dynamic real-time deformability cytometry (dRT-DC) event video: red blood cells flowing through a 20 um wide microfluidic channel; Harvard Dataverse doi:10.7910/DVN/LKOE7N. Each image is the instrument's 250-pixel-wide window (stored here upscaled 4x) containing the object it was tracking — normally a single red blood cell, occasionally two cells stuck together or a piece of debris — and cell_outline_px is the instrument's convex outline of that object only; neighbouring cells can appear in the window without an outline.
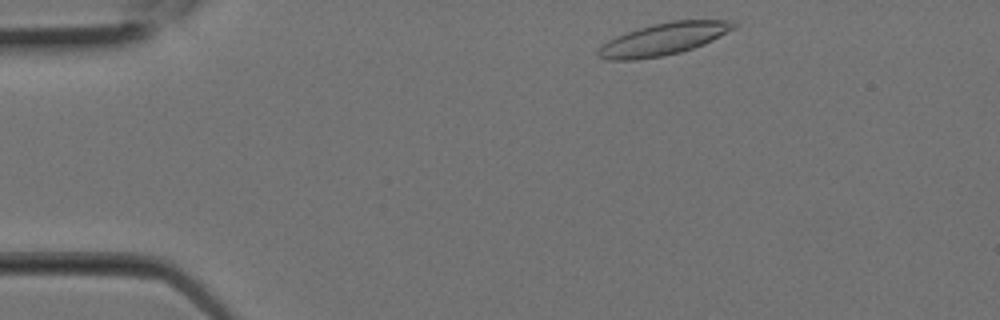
{"species": "Egyptian fruit bat (a non-hibernating species)", "species_latin": "Rousettus aegyptiacus", "temperature_condition": "room temperature", "stored_images_in_passage": 9, "camera_frame_rate_fps": 3000, "um_per_image_px": 0.085, "animal": {"sex": "female"}, "frame": {"image": 1, "passage_image": 1, "time_ms": 0.0, "image_size_px": [1000, 320], "cell_outline_px": [[736, 28], [704, 44], [680, 52], [664, 56], [636, 60], [608, 60], [596, 56], [596, 52], [608, 40], [616, 36], [652, 24], [672, 20], [728, 20], [736, 24]], "centroid_in_image_um": [56.39, 3.33], "position_along_channel_um": 28.6, "area_um2": 25.26}}
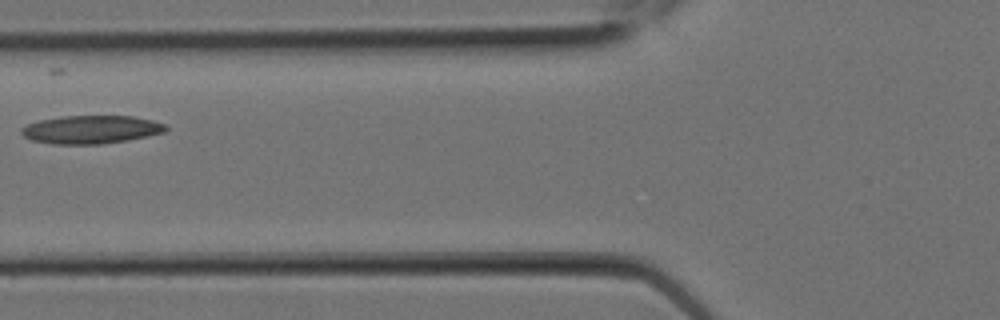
{"frame": {"image": 2, "passage_image": 6, "time_ms": 1.667, "image_size_px": [1000, 320], "cell_outline_px": [[168, 128], [164, 132], [148, 136], [128, 140], [100, 144], [52, 144], [32, 140], [24, 136], [20, 132], [20, 128], [28, 124], [40, 120], [60, 116], [132, 116], [152, 120], [168, 124]], "centroid_in_image_um": [7.75, 11.01], "position_along_channel_um": 118.0, "area_um2": 23.81}}
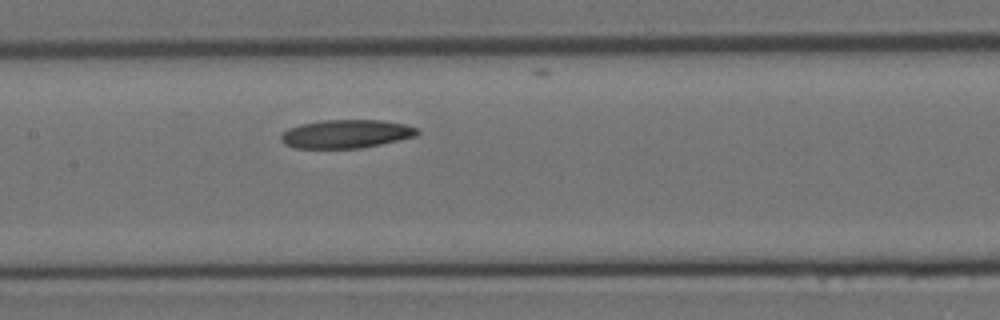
{"frame": {"image": 3, "passage_image": 8, "time_ms": 2.333, "image_size_px": [1000, 320], "cell_outline_px": [[420, 132], [416, 136], [380, 144], [360, 148], [296, 148], [284, 144], [280, 140], [280, 132], [288, 128], [300, 124], [320, 120], [380, 120], [404, 124], [416, 128]], "centroid_in_image_um": [29.36, 11.38], "position_along_channel_um": 178.0, "area_um2": 22.66}}